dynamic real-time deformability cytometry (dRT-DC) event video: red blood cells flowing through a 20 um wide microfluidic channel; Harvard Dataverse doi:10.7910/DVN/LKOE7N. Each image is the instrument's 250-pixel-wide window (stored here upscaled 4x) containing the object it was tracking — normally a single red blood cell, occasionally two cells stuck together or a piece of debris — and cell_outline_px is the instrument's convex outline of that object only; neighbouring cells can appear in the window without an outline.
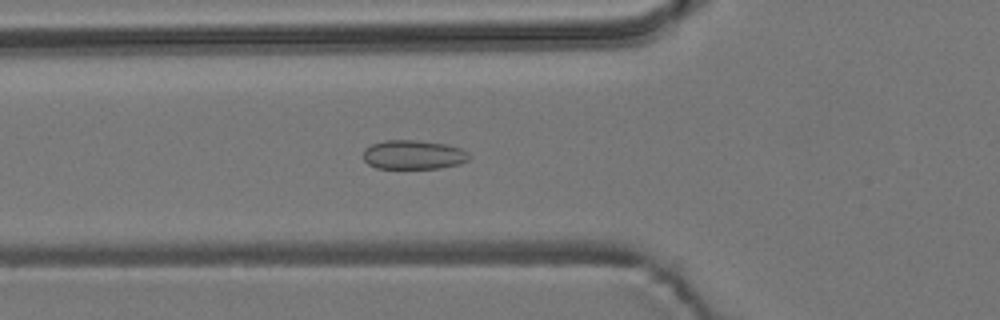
{"species": "common noctule bat (a hibernating species)", "species_latin": "Nyctalus noctula", "temperature_condition": "room temperature", "stored_images_in_passage": 41, "camera_frame_rate_fps": 3000, "um_per_image_px": 0.085, "animal": {"sex": "male", "body_mass_g": 19.2, "forearm_length_mm": 51.8}, "frame": {"image": 1, "passage_image": 5, "time_ms": 1.333, "image_size_px": [1000, 320], "cell_outline_px": [[472, 156], [468, 160], [460, 164], [440, 168], [376, 168], [368, 164], [364, 160], [364, 148], [372, 144], [384, 140], [416, 140], [444, 144], [460, 148], [468, 152]], "centroid_in_image_um": [35.15, 13.15], "position_along_channel_um": 90.7, "area_um2": 18.03}}
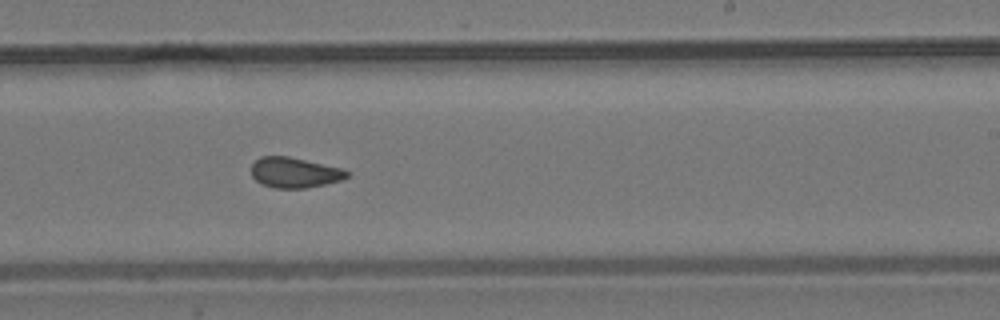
{"frame": {"image": 2, "passage_image": 19, "time_ms": 6.0, "image_size_px": [1000, 320], "cell_outline_px": [[352, 172], [348, 176], [340, 180], [324, 184], [304, 188], [276, 188], [264, 184], [256, 180], [252, 176], [252, 164], [260, 156], [288, 156], [344, 168]], "centroid_in_image_um": [25.07, 14.65], "position_along_channel_um": 263.9, "area_um2": 16.88}}
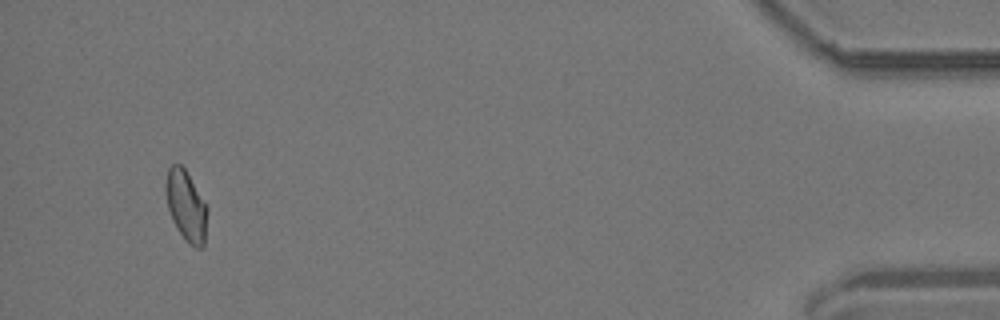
{"frame": {"image": 3, "passage_image": 38, "time_ms": 12.333, "image_size_px": [1000, 320], "cell_outline_px": [[208, 212], [204, 244], [200, 248], [196, 248], [188, 244], [176, 228], [172, 220], [168, 208], [164, 188], [164, 184], [168, 168], [172, 164], [180, 164], [184, 168], [208, 208]], "centroid_in_image_um": [15.8, 17.51], "position_along_channel_um": 419.4, "area_um2": 17.17}, "authors_computed_cell_mechanics": {"area_um2": 17.2244, "velocity_mm_per_s": 3.7027, "shape_relaxation_time_tau1_ms": null, "shape_relaxation_time_tau2_ms": 2.0611, "deformation_change_tau1": null, "deformation_change_tau2": 0.0659}}